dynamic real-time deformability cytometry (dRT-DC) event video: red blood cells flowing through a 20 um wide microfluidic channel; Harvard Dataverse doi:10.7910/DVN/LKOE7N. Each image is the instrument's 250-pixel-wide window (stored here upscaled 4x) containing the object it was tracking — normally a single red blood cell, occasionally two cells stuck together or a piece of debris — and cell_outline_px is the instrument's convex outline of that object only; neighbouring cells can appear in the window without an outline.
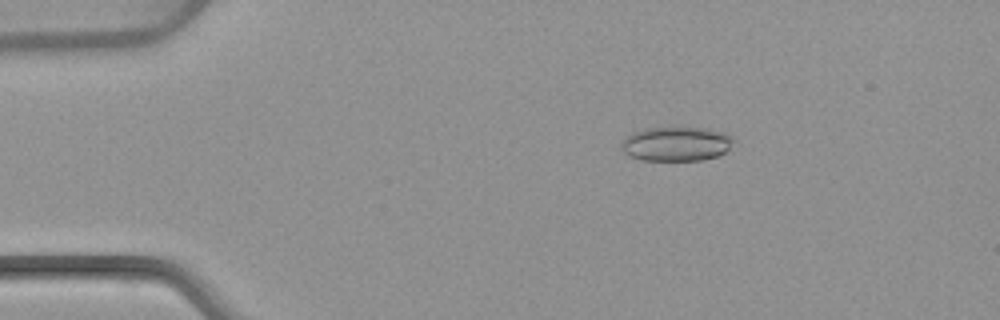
{"species": "common noctule bat (a hibernating species)", "species_latin": "Nyctalus noctula", "temperature_condition": "warm", "stored_images_in_passage": 6, "camera_frame_rate_fps": 3000, "um_per_image_px": 0.085, "animal": {"sex": "female", "body_mass_g": 22.7, "forearm_length_mm": 54.2}, "frame": {"image": 1, "passage_image": 3, "time_ms": 2.333, "image_size_px": [1000, 320], "cell_outline_px": [[732, 140], [728, 148], [720, 156], [700, 160], [640, 160], [628, 156], [620, 148], [620, 144], [624, 136], [632, 132], [644, 128], [676, 124], [708, 128], [724, 132], [732, 136]], "centroid_in_image_um": [57.42, 12.17], "position_along_channel_um": 27.6, "area_um2": 23.52}}
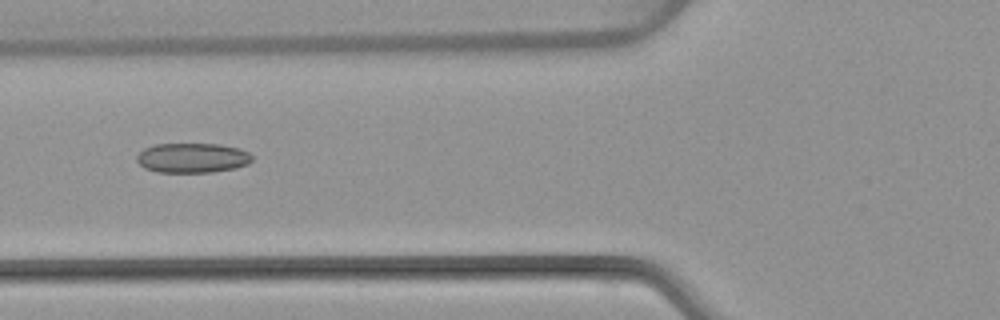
{"frame": {"image": 2, "passage_image": 6, "time_ms": 6.0, "image_size_px": [1000, 320], "cell_outline_px": [[252, 160], [248, 164], [236, 168], [212, 172], [156, 172], [144, 168], [136, 160], [136, 156], [144, 148], [152, 144], [220, 144], [240, 148], [248, 152], [252, 156]], "centroid_in_image_um": [16.35, 13.42], "position_along_channel_um": 109.5, "area_um2": 20.17}}